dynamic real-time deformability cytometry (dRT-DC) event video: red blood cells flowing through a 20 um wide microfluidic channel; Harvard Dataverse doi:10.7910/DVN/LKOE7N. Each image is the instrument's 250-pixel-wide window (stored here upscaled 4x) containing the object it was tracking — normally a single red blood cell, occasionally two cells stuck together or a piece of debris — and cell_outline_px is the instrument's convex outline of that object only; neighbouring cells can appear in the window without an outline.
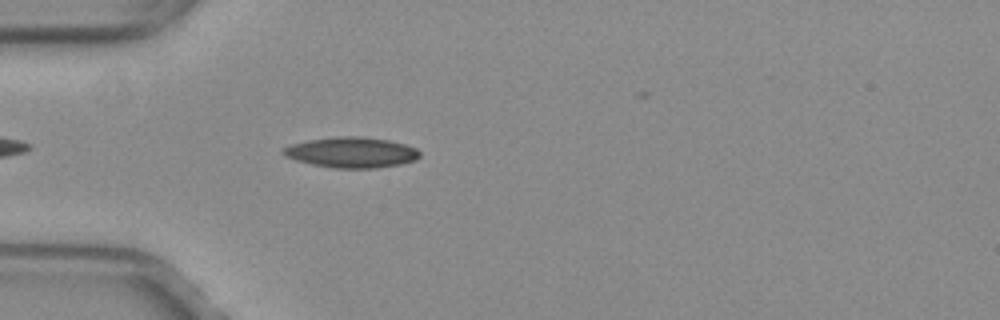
{"species": "common noctule bat (a hibernating species)", "species_latin": "Nyctalus noctula", "temperature_condition": "warm", "stored_images_in_passage": 33, "camera_frame_rate_fps": 3000, "um_per_image_px": 0.085, "animal": {"sex": "female", "body_mass_g": 29.2, "forearm_length_mm": 56.3}, "frame": {"image": 1, "passage_image": 4, "time_ms": 1.0, "image_size_px": [1000, 320], "cell_outline_px": [[420, 156], [416, 160], [400, 164], [376, 168], [332, 168], [312, 164], [296, 160], [284, 156], [280, 152], [284, 148], [292, 144], [308, 140], [340, 136], [364, 136], [388, 140], [404, 144], [416, 148], [420, 152]], "centroid_in_image_um": [29.88, 12.95], "position_along_channel_um": 55.1, "area_um2": 24.33}}
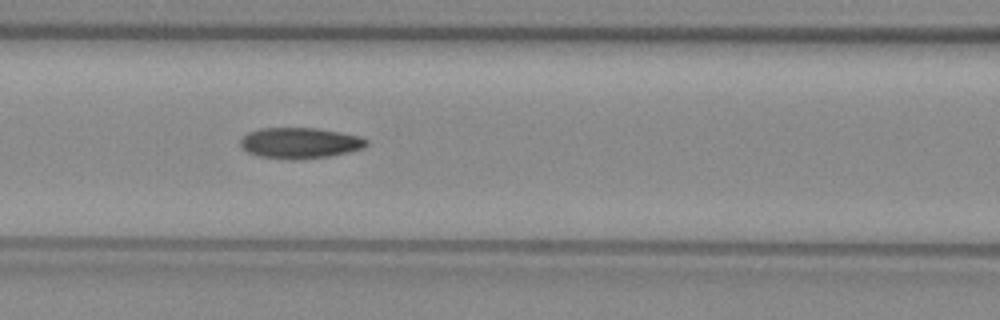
{"frame": {"image": 2, "passage_image": 11, "time_ms": 3.333, "image_size_px": [1000, 320], "cell_outline_px": [[368, 144], [364, 148], [348, 152], [328, 156], [296, 160], [292, 160], [260, 156], [248, 152], [240, 144], [240, 140], [248, 132], [260, 128], [316, 128], [340, 132], [360, 136], [368, 140]], "centroid_in_image_um": [25.51, 12.15], "position_along_channel_um": 141.1, "area_um2": 22.6}}
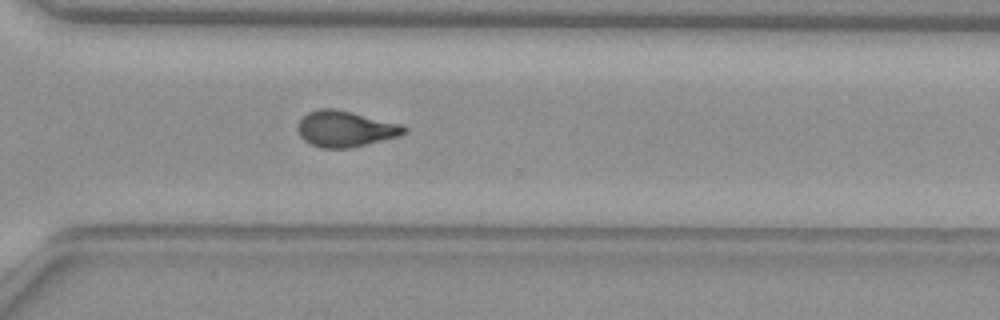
{"frame": {"image": 3, "passage_image": 26, "time_ms": 8.333, "image_size_px": [1000, 320], "cell_outline_px": [[408, 128], [400, 136], [352, 148], [320, 148], [304, 140], [300, 136], [296, 128], [296, 124], [308, 112], [320, 108], [336, 108], [400, 124]], "centroid_in_image_um": [29.32, 10.95], "position_along_channel_um": 341.3, "area_um2": 22.37}}